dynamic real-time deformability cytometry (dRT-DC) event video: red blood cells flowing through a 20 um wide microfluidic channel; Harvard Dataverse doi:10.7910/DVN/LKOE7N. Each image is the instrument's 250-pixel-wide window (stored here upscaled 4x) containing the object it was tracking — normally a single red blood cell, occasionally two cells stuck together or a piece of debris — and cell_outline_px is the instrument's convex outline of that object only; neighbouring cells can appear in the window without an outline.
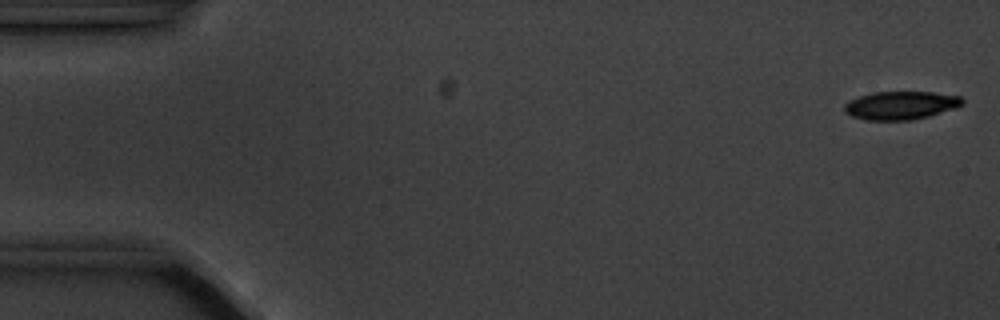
{"species": "common noctule bat (a hibernating species)", "species_latin": "Nyctalus noctula", "temperature_condition": "cold", "stored_images_in_passage": 5, "camera_frame_rate_fps": 3000, "um_per_image_px": 0.085, "animal": {"sex": "male", "body_mass_g": 20.1, "forearm_length_mm": 53.5}, "frame": {"image": 1, "passage_image": 1, "time_ms": 0.0, "image_size_px": [1000, 320], "cell_outline_px": [[964, 104], [956, 108], [928, 116], [912, 120], [864, 120], [852, 116], [844, 112], [844, 104], [848, 100], [872, 92], [932, 92], [960, 96], [964, 100]], "centroid_in_image_um": [76.55, 8.95], "position_along_channel_um": 8.4, "area_um2": 19.54}}
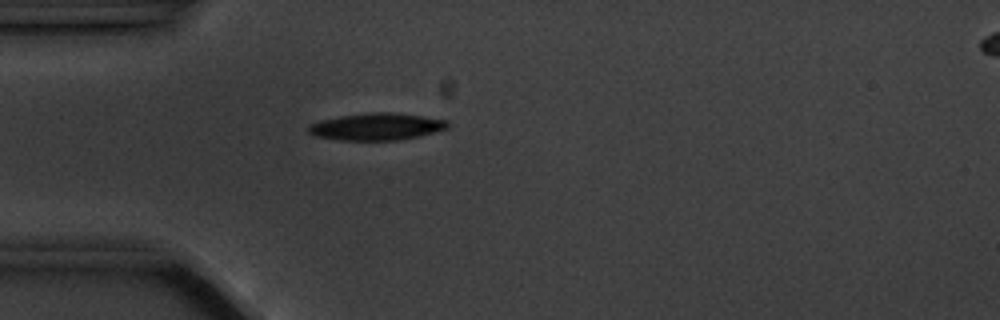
{"frame": {"image": 2, "passage_image": 5, "time_ms": 4.667, "image_size_px": [1000, 320], "cell_outline_px": [[448, 128], [420, 136], [396, 140], [340, 140], [312, 136], [308, 132], [308, 124], [320, 120], [340, 116], [372, 112], [392, 112], [448, 120]], "centroid_in_image_um": [31.96, 10.77], "position_along_channel_um": 53.0, "area_um2": 21.96}}